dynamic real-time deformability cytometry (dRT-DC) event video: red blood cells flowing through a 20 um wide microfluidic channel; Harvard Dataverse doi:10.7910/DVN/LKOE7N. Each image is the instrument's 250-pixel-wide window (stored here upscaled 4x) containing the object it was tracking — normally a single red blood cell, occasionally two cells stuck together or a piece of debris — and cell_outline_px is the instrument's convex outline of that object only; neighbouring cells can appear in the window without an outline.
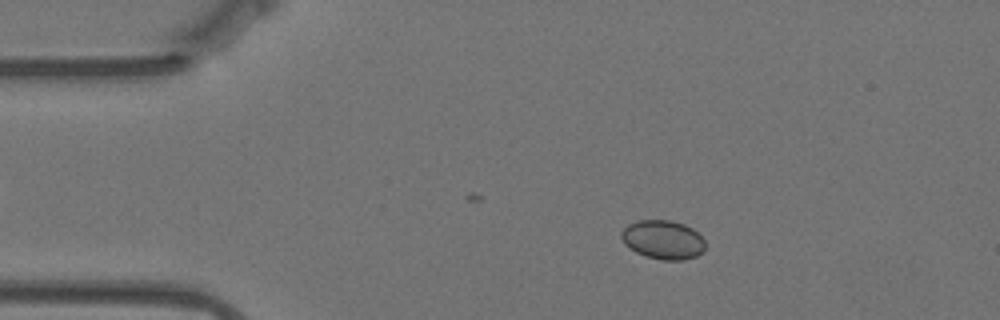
{"species": "Egyptian fruit bat (a non-hibernating species)", "species_latin": "Rousettus aegyptiacus", "temperature_condition": "warm", "stored_images_in_passage": 20, "camera_frame_rate_fps": 3000, "um_per_image_px": 0.085, "animal": {"sex": "female"}, "frame": {"image": 1, "passage_image": 10, "time_ms": 3.0, "image_size_px": [1000, 320], "cell_outline_px": [[704, 252], [696, 256], [684, 260], [660, 260], [644, 256], [636, 252], [624, 244], [620, 236], [620, 232], [628, 224], [640, 220], [668, 220], [684, 224], [692, 228], [704, 240]], "centroid_in_image_um": [56.34, 20.38], "position_along_channel_um": 28.7, "area_um2": 19.13}}
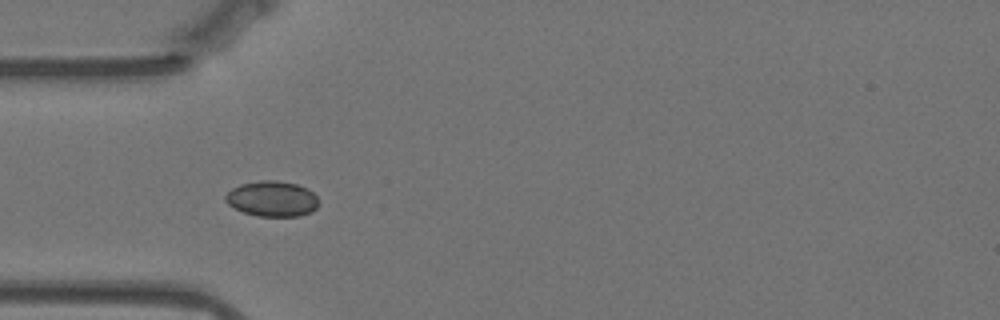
{"frame": {"image": 2, "passage_image": 17, "time_ms": 5.333, "image_size_px": [1000, 320], "cell_outline_px": [[320, 204], [312, 212], [300, 216], [256, 216], [244, 212], [228, 204], [224, 200], [224, 196], [232, 188], [240, 184], [260, 180], [276, 180], [296, 184], [308, 188], [320, 200]], "centroid_in_image_um": [23.16, 16.89], "position_along_channel_um": 61.8, "area_um2": 19.48}}